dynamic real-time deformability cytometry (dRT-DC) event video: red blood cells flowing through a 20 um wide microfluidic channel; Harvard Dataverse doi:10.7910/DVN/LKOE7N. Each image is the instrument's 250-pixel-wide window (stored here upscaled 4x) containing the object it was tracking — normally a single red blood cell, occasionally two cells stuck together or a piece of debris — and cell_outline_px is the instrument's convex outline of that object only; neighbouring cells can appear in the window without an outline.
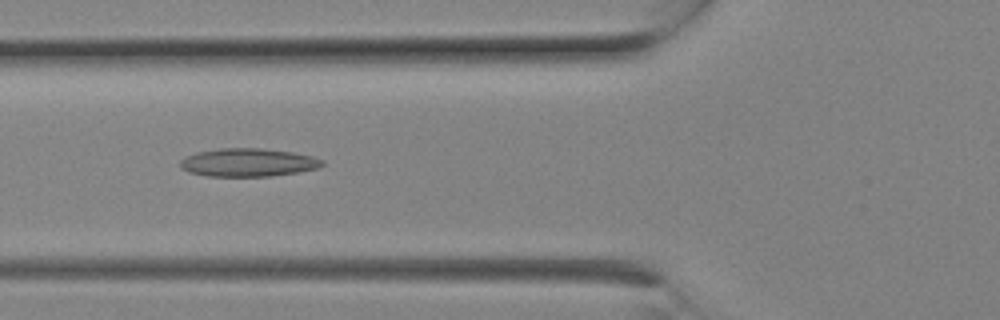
{"species": "Egyptian fruit bat (a non-hibernating species)", "species_latin": "Rousettus aegyptiacus", "temperature_condition": "room temperature", "stored_images_in_passage": 7, "camera_frame_rate_fps": 3000, "um_per_image_px": 0.085, "animal": {"sex": "female"}, "frame": {"image": 1, "passage_image": 6, "time_ms": 1.667, "image_size_px": [1000, 320], "cell_outline_px": [[324, 164], [320, 168], [272, 176], [208, 176], [188, 172], [180, 168], [180, 160], [184, 156], [196, 152], [220, 148], [260, 148], [292, 152], [312, 156], [324, 160]], "centroid_in_image_um": [21.06, 13.81], "position_along_channel_um": 104.7, "area_um2": 23.47}}
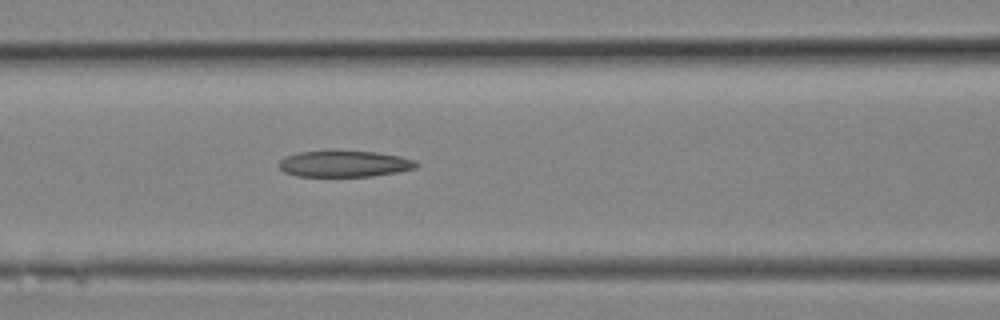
{"frame": {"image": 2, "passage_image": 7, "time_ms": 2.0, "image_size_px": [1000, 320], "cell_outline_px": [[420, 164], [416, 168], [396, 172], [372, 176], [296, 176], [284, 172], [276, 164], [284, 156], [300, 152], [376, 152], [400, 156], [416, 160]], "centroid_in_image_um": [29.27, 13.94], "position_along_channel_um": 137.3, "area_um2": 20.81}}